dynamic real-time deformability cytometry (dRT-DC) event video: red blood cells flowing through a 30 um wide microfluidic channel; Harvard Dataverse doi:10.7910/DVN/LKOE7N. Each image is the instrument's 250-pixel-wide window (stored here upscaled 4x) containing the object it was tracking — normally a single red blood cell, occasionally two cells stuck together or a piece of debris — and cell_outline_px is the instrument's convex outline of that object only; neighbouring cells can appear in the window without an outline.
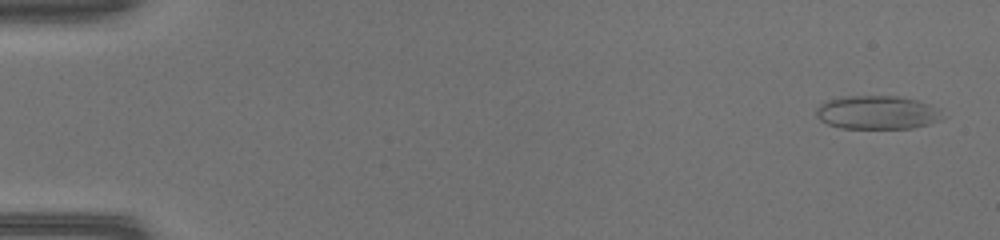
{"species": "common noctule bat (a hibernating species)", "species_latin": "Nyctalus noctula", "temperature_condition": "warm", "stored_images_in_passage": 50, "camera_frame_rate_fps": 3000, "um_per_image_px": 0.085, "animal": {"sex": "female", "body_mass_g": 17.0, "forearm_length_mm": 48.0}, "frame": {"image": 1, "passage_image": 2, "time_ms": 0.333, "image_size_px": [1000, 240], "cell_outline_px": [[948, 116], [940, 120], [928, 124], [912, 128], [840, 128], [828, 124], [820, 120], [816, 116], [816, 108], [824, 100], [844, 96], [896, 96], [916, 100], [940, 108]], "centroid_in_image_um": [74.58, 9.56], "position_along_channel_um": 10.4, "area_um2": 25.03}}
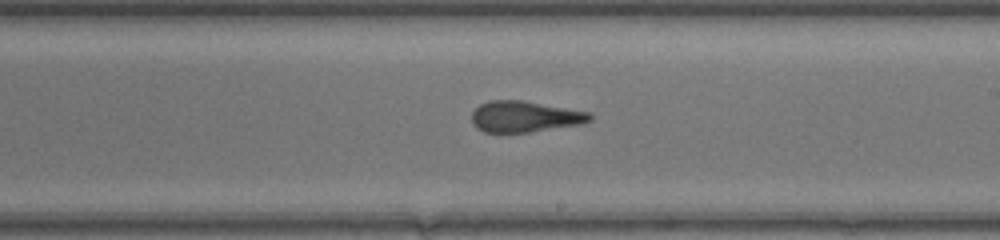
{"frame": {"image": 2, "passage_image": 30, "time_ms": 9.667, "image_size_px": [1000, 240], "cell_outline_px": [[592, 120], [580, 124], [528, 132], [484, 132], [476, 128], [472, 124], [472, 112], [480, 104], [488, 100], [520, 100], [592, 112]], "centroid_in_image_um": [44.59, 9.9], "position_along_channel_um": 244.4, "area_um2": 21.39}}
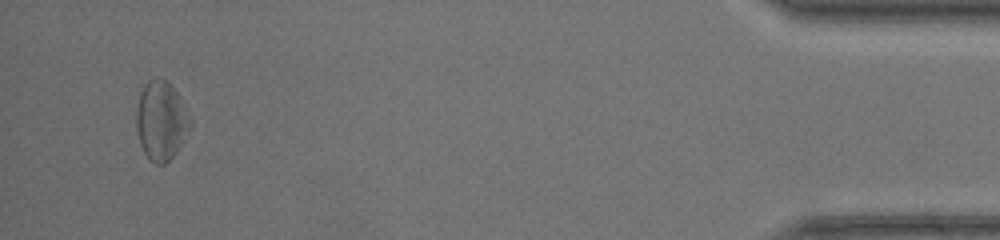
{"frame": {"image": 3, "passage_image": 48, "time_ms": 15.667, "image_size_px": [1000, 240], "cell_outline_px": [[192, 124], [176, 152], [164, 164], [156, 164], [148, 160], [140, 144], [136, 128], [136, 112], [140, 92], [144, 84], [148, 80], [156, 76], [160, 76], [176, 92], [192, 120]], "centroid_in_image_um": [13.67, 10.25], "position_along_channel_um": 421.5, "area_um2": 24.68}, "authors_computed_cell_mechanics": {"area_um2": 23.0622, "velocity_mm_per_s": 4.2089, "shape_relaxation_time_tau1_ms": 9.5021, "shape_relaxation_time_tau2_ms": 1.7216, "deformation_change_tau1": 0.2032, "deformation_change_tau2": 0.1013}}